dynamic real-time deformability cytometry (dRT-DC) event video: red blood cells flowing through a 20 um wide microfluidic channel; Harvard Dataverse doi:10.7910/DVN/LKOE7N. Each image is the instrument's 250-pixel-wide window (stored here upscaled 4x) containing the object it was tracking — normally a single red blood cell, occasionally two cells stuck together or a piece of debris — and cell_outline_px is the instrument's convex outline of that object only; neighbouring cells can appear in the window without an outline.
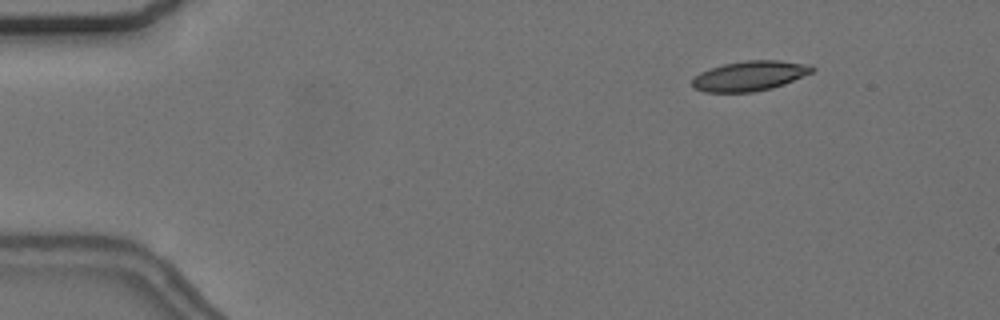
{"species": "common noctule bat (a hibernating species)", "species_latin": "Nyctalus noctula", "temperature_condition": "cold", "stored_images_in_passage": 9, "camera_frame_rate_fps": 3000, "um_per_image_px": 0.085, "animal": {"sex": "female", "body_mass_g": 24.6, "forearm_length_mm": 56.2}, "frame": {"image": 1, "passage_image": 2, "time_ms": 0.333, "image_size_px": [1000, 320], "cell_outline_px": [[816, 68], [812, 72], [784, 84], [772, 88], [752, 92], [704, 92], [696, 88], [692, 84], [692, 80], [700, 72], [724, 64], [744, 60], [780, 60], [812, 64]], "centroid_in_image_um": [63.77, 6.44], "position_along_channel_um": 21.2, "area_um2": 20.87}}